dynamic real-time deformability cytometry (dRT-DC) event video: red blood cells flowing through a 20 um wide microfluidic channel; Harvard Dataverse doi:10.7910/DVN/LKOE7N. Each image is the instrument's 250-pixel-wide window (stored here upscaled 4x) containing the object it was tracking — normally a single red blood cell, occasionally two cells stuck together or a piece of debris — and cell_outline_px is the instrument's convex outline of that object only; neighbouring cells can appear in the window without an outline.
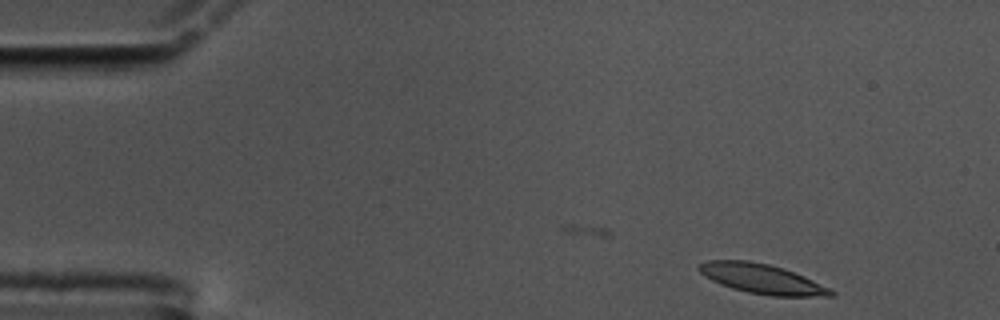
{"species": "common noctule bat (a hibernating species)", "species_latin": "Nyctalus noctula", "temperature_condition": "cold", "stored_images_in_passage": 16, "camera_frame_rate_fps": 3000, "um_per_image_px": 0.085, "animal": {"sex": "male", "body_mass_g": 17.5, "forearm_length_mm": 52.3}, "frame": {"image": 1, "passage_image": 1, "time_ms": 0.0, "image_size_px": [1000, 320], "cell_outline_px": [[836, 296], [772, 296], [748, 292], [732, 288], [720, 284], [704, 276], [696, 268], [700, 264], [708, 260], [748, 260], [768, 264], [784, 268], [804, 276], [836, 292]], "centroid_in_image_um": [64.75, 23.69], "position_along_channel_um": 20.3, "area_um2": 22.72}}
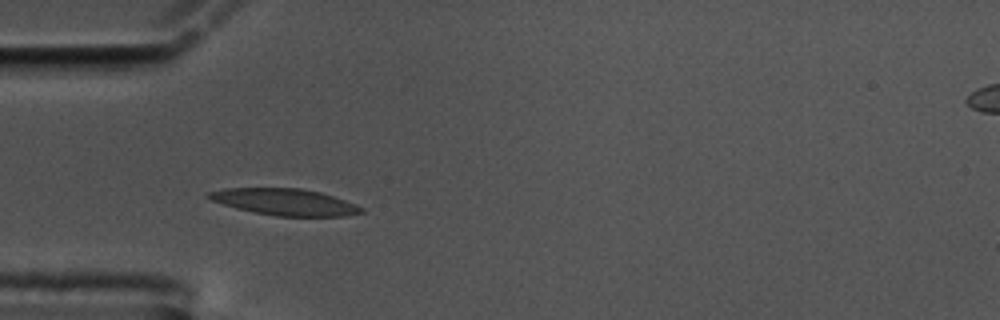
{"frame": {"image": 2, "passage_image": 12, "time_ms": 3.667, "image_size_px": [1000, 320], "cell_outline_px": [[364, 212], [344, 216], [276, 216], [236, 208], [212, 200], [204, 196], [208, 192], [224, 188], [300, 188], [320, 192], [356, 204], [364, 208]], "centroid_in_image_um": [24.21, 17.16], "position_along_channel_um": 60.8, "area_um2": 23.47}}